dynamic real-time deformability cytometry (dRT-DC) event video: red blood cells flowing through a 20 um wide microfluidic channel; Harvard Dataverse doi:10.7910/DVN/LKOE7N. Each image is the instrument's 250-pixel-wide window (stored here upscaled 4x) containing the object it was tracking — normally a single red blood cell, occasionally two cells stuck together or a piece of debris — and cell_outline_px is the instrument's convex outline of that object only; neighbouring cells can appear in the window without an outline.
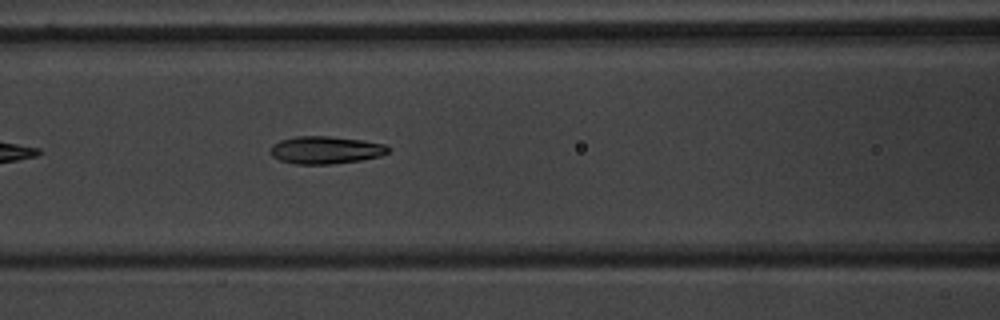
{"species": "common noctule bat (a hibernating species)", "species_latin": "Nyctalus noctula", "temperature_condition": "warm", "stored_images_in_passage": 12, "camera_frame_rate_fps": 3000, "um_per_image_px": 0.085, "animal": {"sex": "male", "body_mass_g": 20.1, "forearm_length_mm": 53.5}, "frame": {"image": 1, "passage_image": 9, "time_ms": 2.667, "image_size_px": [1000, 320], "cell_outline_px": [[392, 148], [388, 152], [380, 156], [360, 160], [332, 164], [296, 164], [280, 160], [272, 156], [272, 144], [280, 140], [296, 136], [328, 136], [360, 140], [384, 144]], "centroid_in_image_um": [27.69, 12.75], "position_along_channel_um": 138.9, "area_um2": 18.79}}